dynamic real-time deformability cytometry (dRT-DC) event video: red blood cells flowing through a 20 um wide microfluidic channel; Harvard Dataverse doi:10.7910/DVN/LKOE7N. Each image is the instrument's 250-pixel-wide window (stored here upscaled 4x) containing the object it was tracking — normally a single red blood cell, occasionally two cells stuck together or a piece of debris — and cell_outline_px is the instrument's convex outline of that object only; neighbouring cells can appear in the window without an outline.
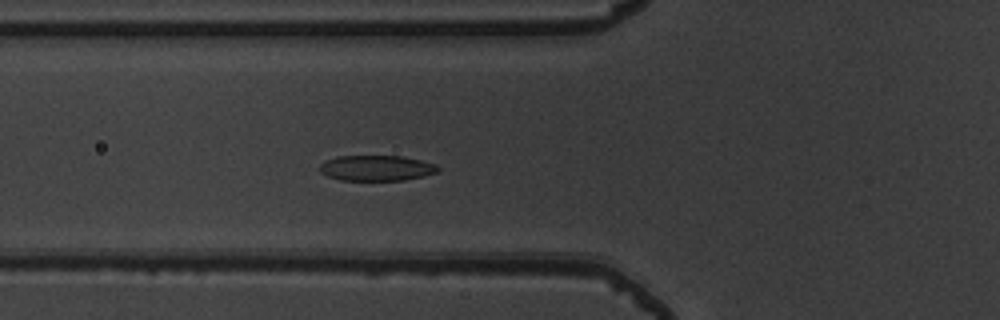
{"species": "common noctule bat (a hibernating species)", "species_latin": "Nyctalus noctula", "temperature_condition": "warm", "stored_images_in_passage": 40, "camera_frame_rate_fps": 3000, "um_per_image_px": 0.085, "animal": {"sex": "male", "body_mass_g": 19.5, "forearm_length_mm": 54.6}, "frame": {"image": 1, "passage_image": 8, "time_ms": 2.333, "image_size_px": [1000, 320], "cell_outline_px": [[440, 172], [424, 176], [404, 180], [340, 180], [328, 176], [320, 172], [320, 164], [324, 160], [336, 156], [400, 156], [420, 160], [436, 164], [440, 168]], "centroid_in_image_um": [32.01, 14.28], "position_along_channel_um": 93.8, "area_um2": 17.69}}
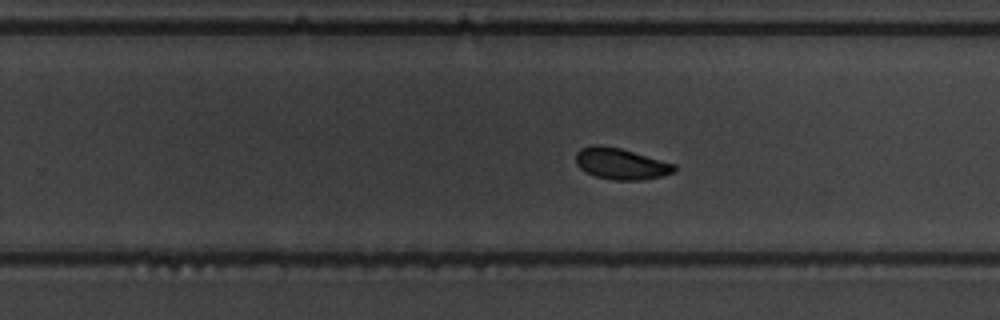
{"frame": {"image": 2, "passage_image": 22, "time_ms": 7.0, "image_size_px": [1000, 320], "cell_outline_px": [[676, 172], [660, 176], [640, 180], [612, 180], [596, 176], [580, 168], [576, 164], [576, 152], [580, 148], [596, 144], [600, 144], [620, 148], [676, 164]], "centroid_in_image_um": [52.77, 13.91], "position_along_channel_um": 277.0, "area_um2": 17.92}}
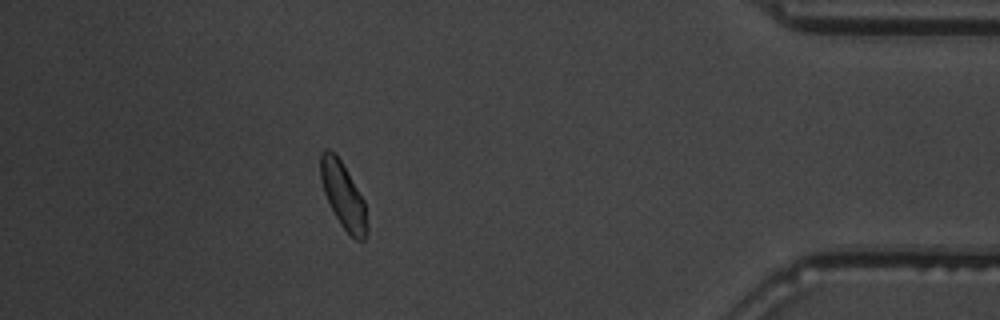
{"frame": {"image": 3, "passage_image": 35, "time_ms": 11.333, "image_size_px": [1000, 320], "cell_outline_px": [[368, 232], [364, 240], [356, 240], [340, 224], [324, 192], [320, 180], [320, 152], [324, 148], [328, 148], [340, 160], [364, 200], [368, 224]], "centroid_in_image_um": [29.17, 16.62], "position_along_channel_um": 406.0, "area_um2": 17.63}, "authors_computed_cell_mechanics": {"area_um2": 18.1203, "velocity_mm_per_s": 3.9314, "shape_relaxation_time_tau1_ms": 3.1305, "shape_relaxation_time_tau2_ms": 1.6782, "deformation_change_tau1": 0.1228, "deformation_change_tau2": 0.0618}}